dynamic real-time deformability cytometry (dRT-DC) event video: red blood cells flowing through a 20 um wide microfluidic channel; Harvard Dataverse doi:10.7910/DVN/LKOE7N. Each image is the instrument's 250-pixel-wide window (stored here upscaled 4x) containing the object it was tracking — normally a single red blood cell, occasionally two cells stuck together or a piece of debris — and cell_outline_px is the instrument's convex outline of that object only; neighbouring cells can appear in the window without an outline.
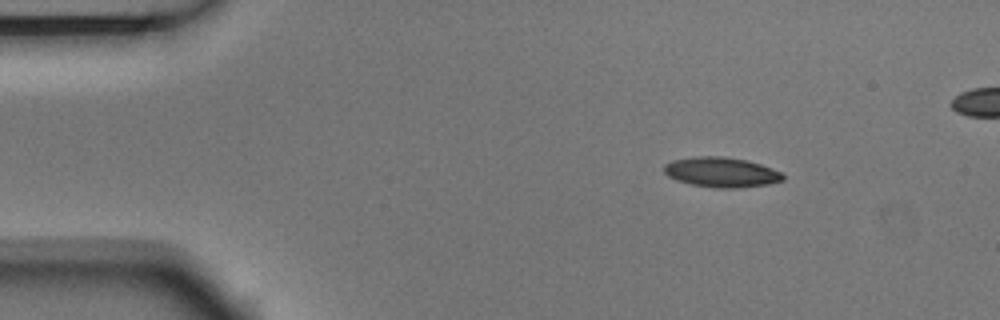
{"species": "Egyptian fruit bat (a non-hibernating species)", "species_latin": "Rousettus aegyptiacus", "temperature_condition": "room temperature", "stored_images_in_passage": 4, "camera_frame_rate_fps": 3000, "um_per_image_px": 0.085, "animal": {"sex": "male"}, "frame": {"image": 1, "passage_image": 1, "time_ms": 0.0, "image_size_px": [1000, 320], "cell_outline_px": [[784, 180], [768, 184], [732, 188], [720, 188], [692, 184], [676, 180], [668, 176], [664, 172], [664, 164], [672, 160], [692, 156], [720, 156], [744, 160], [760, 164], [772, 168], [780, 172], [784, 176]], "centroid_in_image_um": [61.28, 14.63], "position_along_channel_um": 23.7, "area_um2": 20.58}}
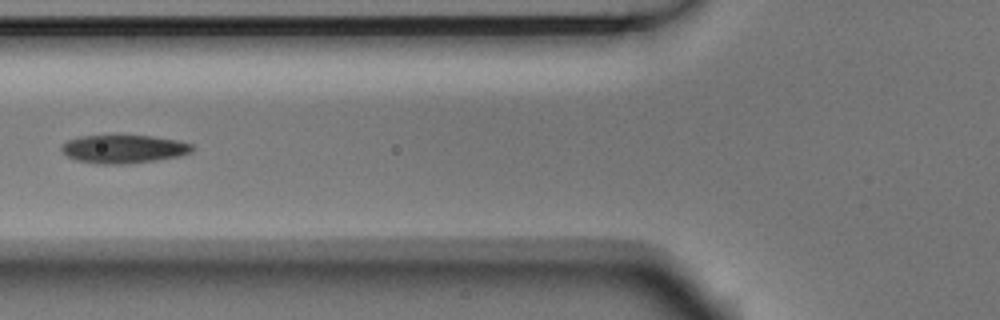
{"frame": {"image": 2, "passage_image": 4, "time_ms": 1.0, "image_size_px": [1000, 320], "cell_outline_px": [[196, 148], [192, 152], [180, 156], [156, 160], [128, 164], [96, 164], [76, 160], [60, 152], [60, 144], [68, 140], [80, 136], [152, 136], [176, 140], [192, 144]], "centroid_in_image_um": [10.49, 12.68], "position_along_channel_um": 115.3, "area_um2": 21.73}}